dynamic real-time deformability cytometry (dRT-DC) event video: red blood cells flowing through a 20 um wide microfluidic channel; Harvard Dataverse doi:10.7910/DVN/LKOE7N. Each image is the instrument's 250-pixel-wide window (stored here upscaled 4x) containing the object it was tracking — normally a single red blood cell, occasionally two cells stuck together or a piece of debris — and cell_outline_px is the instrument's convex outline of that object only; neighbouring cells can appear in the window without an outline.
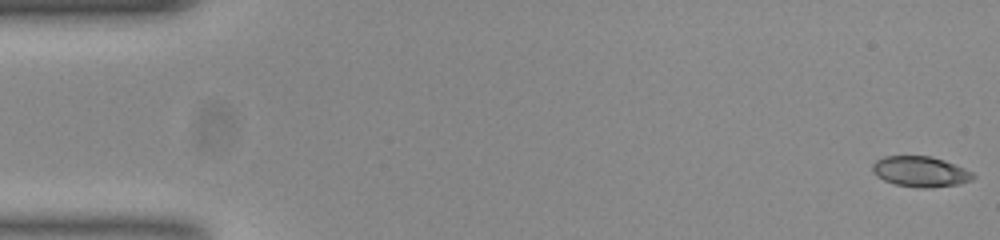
{"species": "common noctule bat (a hibernating species)", "species_latin": "Nyctalus noctula", "temperature_condition": "room temperature", "stored_images_in_passage": 9, "camera_frame_rate_fps": 3000, "um_per_image_px": 0.085, "animal": {"sex": "female", "body_mass_g": 23.0, "forearm_length_mm": 53.4}, "frame": {"image": 1, "passage_image": 1, "time_ms": 0.0, "image_size_px": [1000, 240], "cell_outline_px": [[976, 176], [972, 180], [960, 184], [928, 188], [916, 188], [896, 184], [884, 180], [876, 176], [872, 172], [872, 164], [876, 160], [884, 156], [932, 156], [944, 160], [964, 168], [972, 172]], "centroid_in_image_um": [78.23, 14.59], "position_along_channel_um": 6.8, "area_um2": 18.03}}